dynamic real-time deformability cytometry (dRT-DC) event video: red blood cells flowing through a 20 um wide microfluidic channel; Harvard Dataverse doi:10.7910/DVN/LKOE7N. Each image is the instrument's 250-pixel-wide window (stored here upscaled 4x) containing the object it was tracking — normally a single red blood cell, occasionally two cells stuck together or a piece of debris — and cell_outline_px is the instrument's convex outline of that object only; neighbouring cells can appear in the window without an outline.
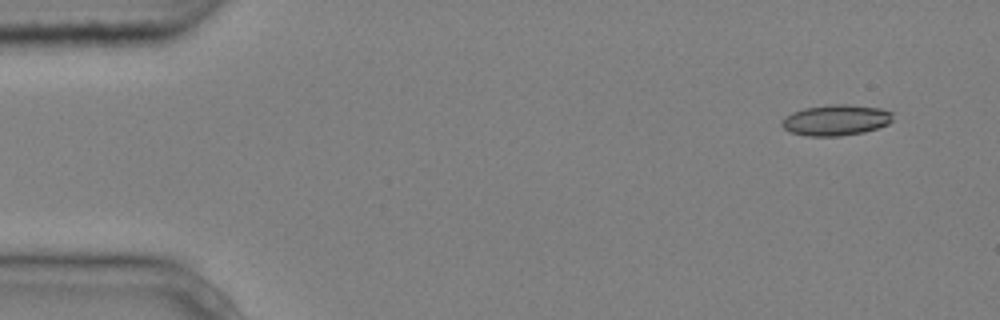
{"species": "common noctule bat (a hibernating species)", "species_latin": "Nyctalus noctula", "temperature_condition": "cold", "stored_images_in_passage": 4, "camera_frame_rate_fps": 3000, "um_per_image_px": 0.085, "animal": {"sex": "male", "body_mass_g": 20.4}, "frame": {"image": 1, "passage_image": 1, "time_ms": 0.0, "image_size_px": [1000, 320], "cell_outline_px": [[892, 120], [888, 124], [864, 132], [840, 136], [808, 136], [792, 132], [784, 128], [780, 124], [780, 120], [792, 112], [804, 108], [832, 104], [848, 104], [880, 108], [892, 112]], "centroid_in_image_um": [71.04, 10.2], "position_along_channel_um": 14.0, "area_um2": 19.94}}